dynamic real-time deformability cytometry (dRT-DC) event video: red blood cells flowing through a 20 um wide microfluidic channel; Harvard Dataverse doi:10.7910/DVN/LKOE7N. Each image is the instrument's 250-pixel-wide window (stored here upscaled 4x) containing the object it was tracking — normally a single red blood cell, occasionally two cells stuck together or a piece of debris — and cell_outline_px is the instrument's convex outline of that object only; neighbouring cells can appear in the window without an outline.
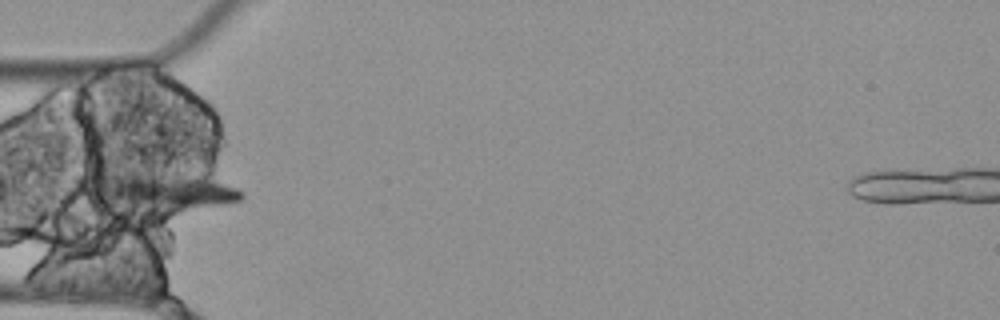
{"species": "Egyptian fruit bat (a non-hibernating species)", "species_latin": "Rousettus aegyptiacus", "temperature_condition": "cold", "stored_images_in_passage": 10, "segment_of_instrument_passage": [1, 2], "camera_frame_rate_fps": 3000, "um_per_image_px": 0.085, "animal": {"sex": "female"}, "frame": {"image": 1, "passage_image": 4, "time_ms": 1.0, "image_size_px": [1000, 320], "cell_outline_px": [[244, 196], [240, 200], [168, 216], [152, 216], [96, 208], [88, 200], [92, 172], [204, 172], [244, 192]], "centroid_in_image_um": [13.53, 16.34], "position_along_channel_um": 71.5, "area_um2": 39.3}}